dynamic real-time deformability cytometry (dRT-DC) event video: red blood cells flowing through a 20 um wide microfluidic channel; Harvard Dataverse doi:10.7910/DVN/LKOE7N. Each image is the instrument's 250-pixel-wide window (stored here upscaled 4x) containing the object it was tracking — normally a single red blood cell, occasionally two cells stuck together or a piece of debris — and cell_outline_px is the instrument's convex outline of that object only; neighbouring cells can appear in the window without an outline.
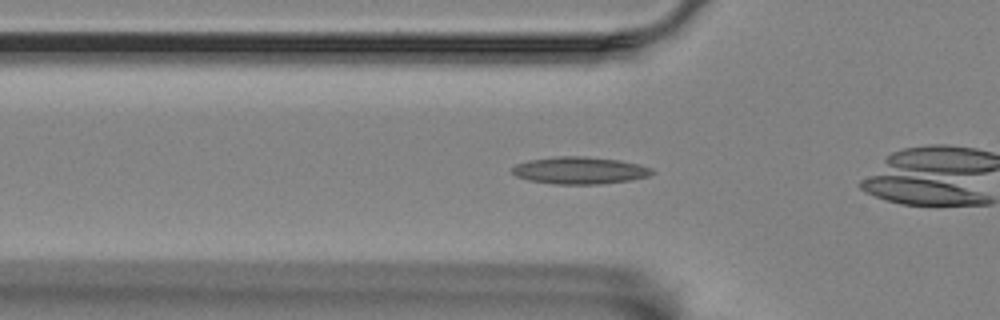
{"species": "Egyptian fruit bat (a non-hibernating species)", "species_latin": "Rousettus aegyptiacus", "temperature_condition": "room temperature", "stored_images_in_passage": 41, "camera_frame_rate_fps": 3000, "um_per_image_px": 0.085, "animal": {"sex": "female"}, "frame": {"image": 1, "passage_image": 2, "time_ms": 0.333, "image_size_px": [1000, 320], "cell_outline_px": [[656, 172], [648, 176], [628, 180], [600, 184], [556, 184], [528, 180], [516, 176], [512, 172], [512, 168], [516, 164], [528, 160], [556, 156], [584, 156], [620, 160], [652, 168]], "centroid_in_image_um": [49.26, 14.48], "position_along_channel_um": 76.5, "area_um2": 22.08}}
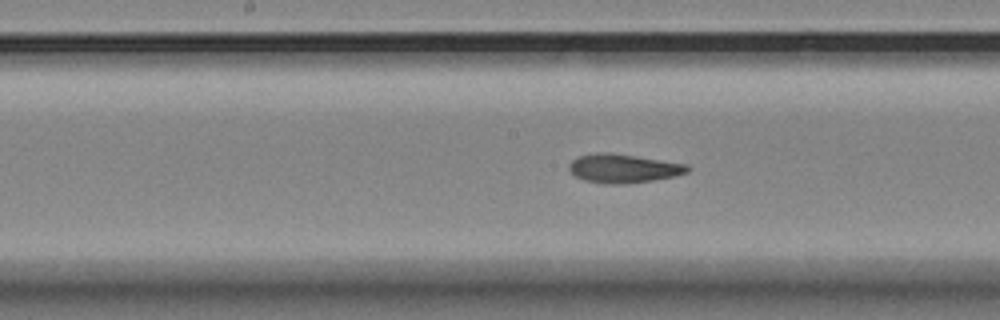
{"frame": {"image": 2, "passage_image": 12, "time_ms": 3.667, "image_size_px": [1000, 320], "cell_outline_px": [[688, 172], [672, 176], [652, 180], [624, 184], [604, 184], [584, 180], [576, 176], [568, 168], [568, 164], [572, 160], [580, 156], [596, 152], [612, 152], [688, 164]], "centroid_in_image_um": [52.95, 14.3], "position_along_channel_um": 195.2, "area_um2": 19.83}}
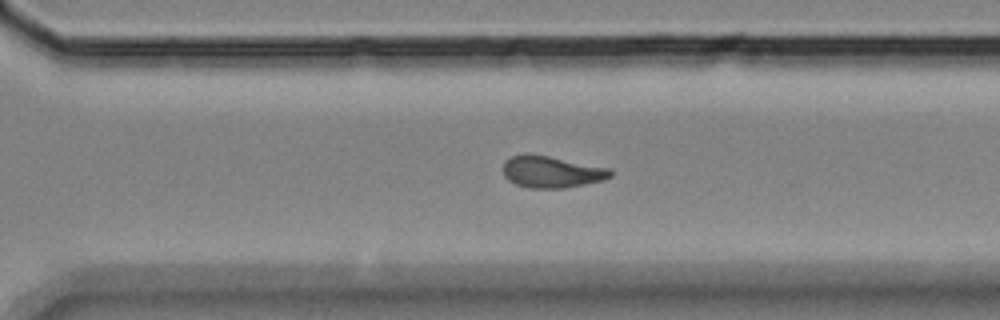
{"frame": {"image": 3, "passage_image": 23, "time_ms": 7.333, "image_size_px": [1000, 320], "cell_outline_px": [[612, 176], [600, 180], [584, 184], [564, 188], [528, 188], [516, 184], [508, 180], [504, 176], [504, 160], [512, 156], [528, 152], [612, 168]], "centroid_in_image_um": [46.86, 14.59], "position_along_channel_um": 323.7, "area_um2": 20.0}, "authors_computed_cell_mechanics": {"area_um2": 19.5364, "velocity_mm_per_s": 3.5259, "shape_relaxation_time_tau1_ms": null, "shape_relaxation_time_tau2_ms": 1.8293, "deformation_change_tau1": null, "deformation_change_tau2": 0.0879}}